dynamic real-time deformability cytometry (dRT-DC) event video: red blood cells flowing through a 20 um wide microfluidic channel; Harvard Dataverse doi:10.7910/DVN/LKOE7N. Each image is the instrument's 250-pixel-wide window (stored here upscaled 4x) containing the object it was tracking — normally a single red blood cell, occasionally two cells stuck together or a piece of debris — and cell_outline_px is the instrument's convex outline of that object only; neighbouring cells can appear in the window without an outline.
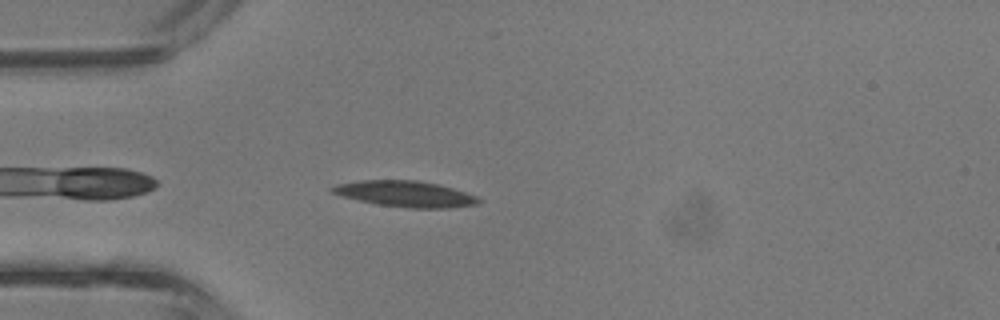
{"species": "common noctule bat (a hibernating species)", "species_latin": "Nyctalus noctula", "temperature_condition": "room temperature", "stored_images_in_passage": 34, "camera_frame_rate_fps": 3000, "um_per_image_px": 0.085, "animal": {"sex": "male", "body_mass_g": 13.3}, "frame": {"image": 1, "passage_image": 2, "time_ms": 0.333, "image_size_px": [1000, 320], "cell_outline_px": [[480, 200], [476, 204], [448, 208], [412, 208], [376, 204], [340, 196], [332, 192], [328, 188], [336, 184], [360, 180], [416, 180], [436, 184], [452, 188], [476, 196]], "centroid_in_image_um": [34.38, 16.48], "position_along_channel_um": 50.6, "area_um2": 21.96}}
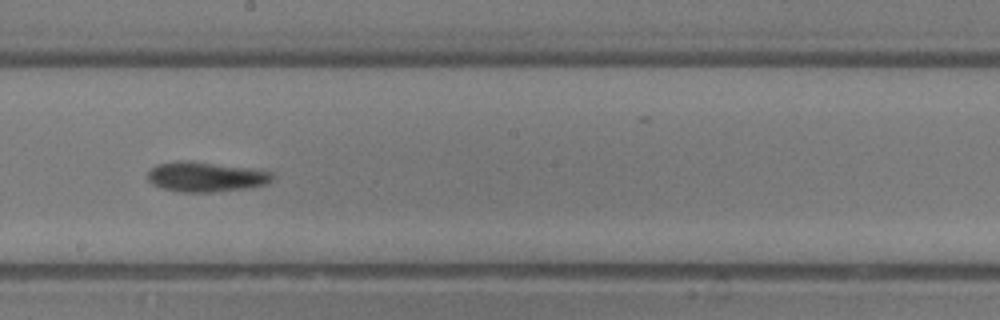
{"frame": {"image": 2, "passage_image": 14, "time_ms": 4.333, "image_size_px": [1000, 320], "cell_outline_px": [[276, 176], [272, 180], [264, 184], [244, 188], [212, 192], [180, 192], [160, 188], [152, 184], [148, 180], [148, 172], [156, 164], [184, 160], [192, 160], [256, 168], [272, 172]], "centroid_in_image_um": [17.5, 15.01], "position_along_channel_um": 230.7, "area_um2": 22.08}}
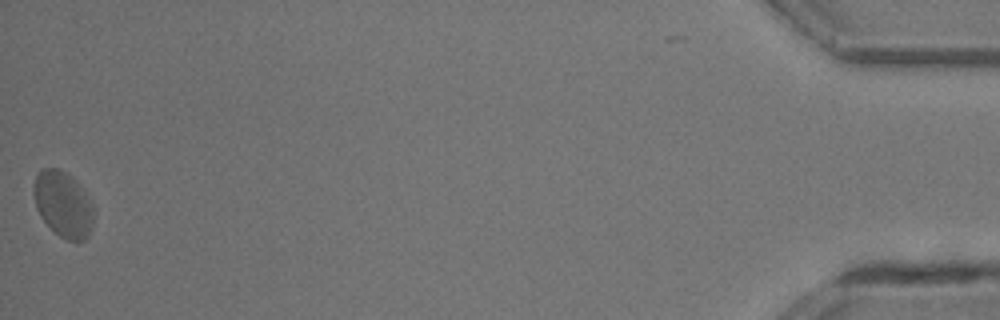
{"frame": {"image": 3, "passage_image": 33, "time_ms": 10.667, "image_size_px": [1000, 320], "cell_outline_px": [[96, 212], [92, 228], [88, 236], [84, 240], [68, 240], [60, 236], [40, 216], [36, 208], [32, 192], [32, 184], [40, 168], [56, 168], [68, 172], [76, 180], [88, 196]], "centroid_in_image_um": [5.38, 17.32], "position_along_channel_um": 429.8, "area_um2": 23.41}, "authors_computed_cell_mechanics": {"area_um2": 21.2126, "velocity_mm_per_s": 4.7683, "shape_relaxation_time_tau1_ms": 2.8487, "shape_relaxation_time_tau2_ms": 6.3343, "deformation_change_tau1": 0.1038, "deformation_change_tau2": 0.1738}}